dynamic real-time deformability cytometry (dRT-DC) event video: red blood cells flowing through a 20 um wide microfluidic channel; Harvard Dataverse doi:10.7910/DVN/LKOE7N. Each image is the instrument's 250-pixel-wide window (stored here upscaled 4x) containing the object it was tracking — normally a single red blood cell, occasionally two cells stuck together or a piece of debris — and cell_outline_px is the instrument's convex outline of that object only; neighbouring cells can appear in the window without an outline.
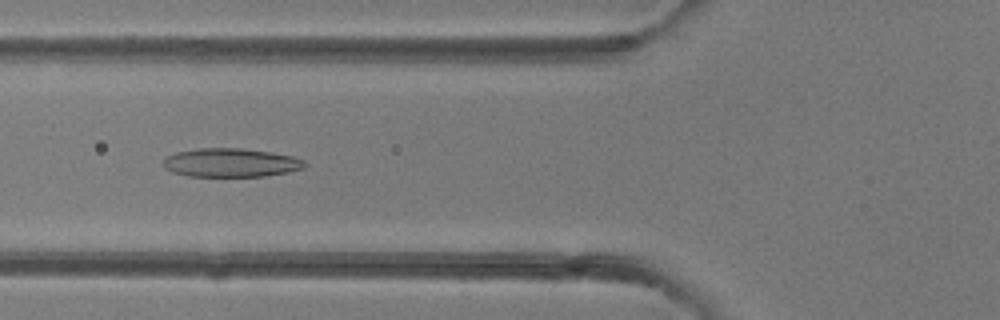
{"species": "common noctule bat (a hibernating species)", "species_latin": "Nyctalus noctula", "temperature_condition": "room temperature", "stored_images_in_passage": 49, "camera_frame_rate_fps": 3000, "um_per_image_px": 0.085, "animal": {"sex": "female"}, "frame": {"image": 1, "passage_image": 19, "time_ms": 6.0, "image_size_px": [1000, 320], "cell_outline_px": [[308, 164], [304, 168], [288, 172], [264, 176], [188, 176], [172, 172], [164, 168], [164, 160], [168, 156], [176, 152], [196, 148], [244, 148], [272, 152], [292, 156], [304, 160]], "centroid_in_image_um": [19.64, 13.82], "position_along_channel_um": 106.2, "area_um2": 23.76}}
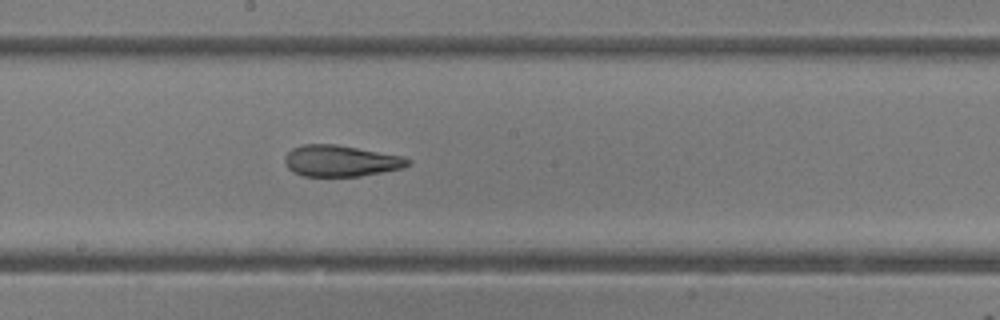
{"frame": {"image": 2, "passage_image": 27, "time_ms": 8.667, "image_size_px": [1000, 320], "cell_outline_px": [[412, 160], [404, 168], [360, 176], [304, 176], [292, 172], [288, 168], [284, 160], [284, 156], [292, 148], [304, 144], [336, 144], [404, 156]], "centroid_in_image_um": [28.96, 13.67], "position_along_channel_um": 219.2, "area_um2": 22.54}}
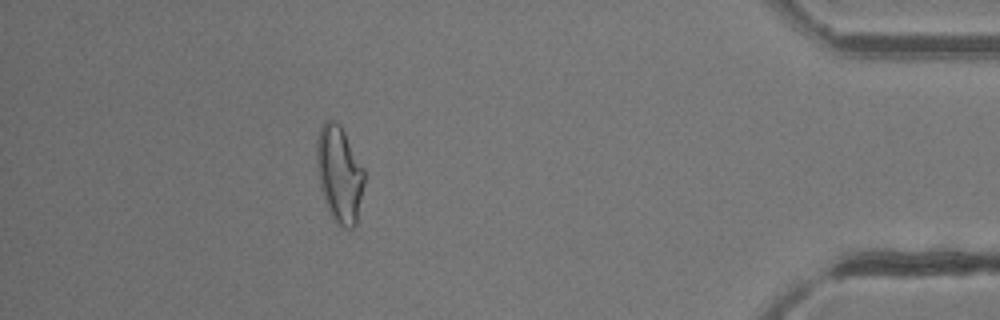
{"frame": {"image": 3, "passage_image": 44, "time_ms": 14.333, "image_size_px": [1000, 320], "cell_outline_px": [[364, 184], [356, 224], [352, 228], [344, 228], [336, 224], [328, 212], [324, 200], [320, 184], [316, 164], [316, 140], [320, 128], [324, 120], [332, 120], [340, 124], [364, 168]], "centroid_in_image_um": [28.84, 14.8], "position_along_channel_um": 406.4, "area_um2": 26.93}, "authors_computed_cell_mechanics": {"area_um2": 24.9696, "velocity_mm_per_s": 4.2288, "shape_relaxation_time_tau1_ms": null, "shape_relaxation_time_tau2_ms": 2.4132, "deformation_change_tau1": null, "deformation_change_tau2": 0.1184}}